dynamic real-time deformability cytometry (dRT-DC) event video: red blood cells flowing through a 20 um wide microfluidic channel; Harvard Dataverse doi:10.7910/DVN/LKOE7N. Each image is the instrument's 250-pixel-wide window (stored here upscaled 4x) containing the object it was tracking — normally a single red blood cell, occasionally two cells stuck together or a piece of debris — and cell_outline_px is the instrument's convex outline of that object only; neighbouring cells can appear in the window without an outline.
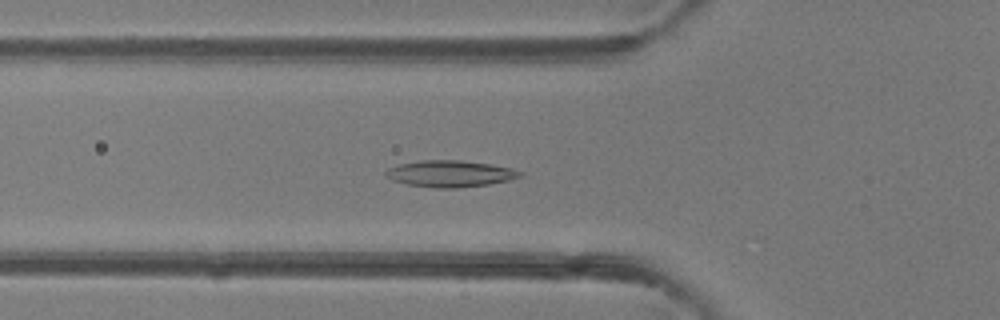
{"species": "common noctule bat (a hibernating species)", "species_latin": "Nyctalus noctula", "temperature_condition": "room temperature", "stored_images_in_passage": 49, "camera_frame_rate_fps": 3000, "um_per_image_px": 0.085, "animal": {"sex": "female"}, "frame": {"image": 1, "passage_image": 18, "time_ms": 5.667, "image_size_px": [1000, 320], "cell_outline_px": [[524, 176], [508, 180], [488, 184], [456, 188], [436, 188], [408, 184], [392, 180], [384, 172], [388, 168], [400, 164], [420, 160], [460, 160], [488, 164], [508, 168], [524, 172]], "centroid_in_image_um": [38.26, 14.76], "position_along_channel_um": 87.5, "area_um2": 20.52}}
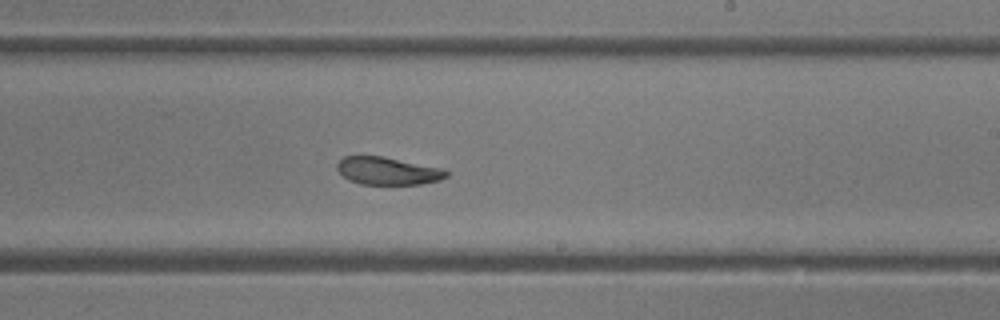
{"frame": {"image": 2, "passage_image": 30, "time_ms": 9.667, "image_size_px": [1000, 320], "cell_outline_px": [[448, 176], [440, 180], [420, 184], [360, 184], [348, 180], [336, 168], [336, 164], [344, 156], [380, 156], [444, 168], [448, 172]], "centroid_in_image_um": [32.96, 14.53], "position_along_channel_um": 256.0, "area_um2": 17.57}}
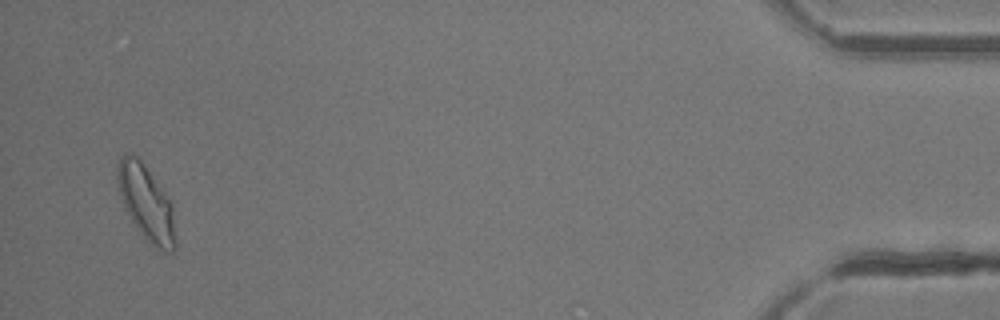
{"frame": {"image": 3, "passage_image": 48, "time_ms": 15.667, "image_size_px": [1000, 320], "cell_outline_px": [[176, 248], [172, 252], [164, 252], [156, 248], [136, 228], [120, 196], [116, 176], [116, 168], [120, 156], [128, 152], [132, 152], [144, 164], [172, 204], [176, 244]], "centroid_in_image_um": [12.42, 17.23], "position_along_channel_um": 422.8, "area_um2": 25.14}, "authors_computed_cell_mechanics": {"area_um2": 20.519, "velocity_mm_per_s": 4.2137, "shape_relaxation_time_tau1_ms": null, "shape_relaxation_time_tau2_ms": 2.9916, "deformation_change_tau1": null, "deformation_change_tau2": 0.0905}}